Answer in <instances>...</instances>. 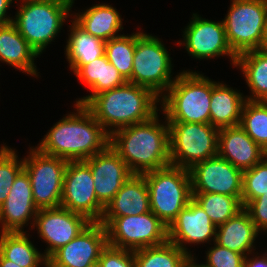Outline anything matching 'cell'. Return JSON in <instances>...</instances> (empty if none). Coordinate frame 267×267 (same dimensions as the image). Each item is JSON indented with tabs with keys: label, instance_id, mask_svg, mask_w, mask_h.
Wrapping results in <instances>:
<instances>
[{
	"label": "cell",
	"instance_id": "484cf974",
	"mask_svg": "<svg viewBox=\"0 0 267 267\" xmlns=\"http://www.w3.org/2000/svg\"><path fill=\"white\" fill-rule=\"evenodd\" d=\"M76 14L74 21L81 28L105 42L120 36L118 31L123 29L119 12L108 4H95L82 14Z\"/></svg>",
	"mask_w": 267,
	"mask_h": 267
},
{
	"label": "cell",
	"instance_id": "8d00e7d4",
	"mask_svg": "<svg viewBox=\"0 0 267 267\" xmlns=\"http://www.w3.org/2000/svg\"><path fill=\"white\" fill-rule=\"evenodd\" d=\"M98 262L102 267H135L133 251L107 245Z\"/></svg>",
	"mask_w": 267,
	"mask_h": 267
},
{
	"label": "cell",
	"instance_id": "b9f144b4",
	"mask_svg": "<svg viewBox=\"0 0 267 267\" xmlns=\"http://www.w3.org/2000/svg\"><path fill=\"white\" fill-rule=\"evenodd\" d=\"M196 259L194 260V256L191 257L190 259V267H206L204 264H196Z\"/></svg>",
	"mask_w": 267,
	"mask_h": 267
},
{
	"label": "cell",
	"instance_id": "cb8c5ba5",
	"mask_svg": "<svg viewBox=\"0 0 267 267\" xmlns=\"http://www.w3.org/2000/svg\"><path fill=\"white\" fill-rule=\"evenodd\" d=\"M75 76L91 91V94L76 101L86 105L95 95L125 84L127 81L120 72L107 60L106 55L80 66Z\"/></svg>",
	"mask_w": 267,
	"mask_h": 267
},
{
	"label": "cell",
	"instance_id": "4dcf8cb0",
	"mask_svg": "<svg viewBox=\"0 0 267 267\" xmlns=\"http://www.w3.org/2000/svg\"><path fill=\"white\" fill-rule=\"evenodd\" d=\"M192 198L202 207L213 224L218 227L243 209L234 196L218 193H192Z\"/></svg>",
	"mask_w": 267,
	"mask_h": 267
},
{
	"label": "cell",
	"instance_id": "4fadbf2b",
	"mask_svg": "<svg viewBox=\"0 0 267 267\" xmlns=\"http://www.w3.org/2000/svg\"><path fill=\"white\" fill-rule=\"evenodd\" d=\"M192 193H218L237 197L242 203L243 172L219 155L189 169Z\"/></svg>",
	"mask_w": 267,
	"mask_h": 267
},
{
	"label": "cell",
	"instance_id": "4316f807",
	"mask_svg": "<svg viewBox=\"0 0 267 267\" xmlns=\"http://www.w3.org/2000/svg\"><path fill=\"white\" fill-rule=\"evenodd\" d=\"M72 22L65 54L70 69L75 72L80 66L103 56L106 42L88 34L75 21Z\"/></svg>",
	"mask_w": 267,
	"mask_h": 267
},
{
	"label": "cell",
	"instance_id": "7402d4cb",
	"mask_svg": "<svg viewBox=\"0 0 267 267\" xmlns=\"http://www.w3.org/2000/svg\"><path fill=\"white\" fill-rule=\"evenodd\" d=\"M258 233L249 213L243 208L234 217L216 227L215 243L247 256L253 252Z\"/></svg>",
	"mask_w": 267,
	"mask_h": 267
},
{
	"label": "cell",
	"instance_id": "e575fe53",
	"mask_svg": "<svg viewBox=\"0 0 267 267\" xmlns=\"http://www.w3.org/2000/svg\"><path fill=\"white\" fill-rule=\"evenodd\" d=\"M15 150L0 147V207L5 202L15 178L24 169L23 159L18 160Z\"/></svg>",
	"mask_w": 267,
	"mask_h": 267
},
{
	"label": "cell",
	"instance_id": "277c9868",
	"mask_svg": "<svg viewBox=\"0 0 267 267\" xmlns=\"http://www.w3.org/2000/svg\"><path fill=\"white\" fill-rule=\"evenodd\" d=\"M217 82L197 72L182 71L162 95V111L167 122L210 124L212 89Z\"/></svg>",
	"mask_w": 267,
	"mask_h": 267
},
{
	"label": "cell",
	"instance_id": "7c38bea8",
	"mask_svg": "<svg viewBox=\"0 0 267 267\" xmlns=\"http://www.w3.org/2000/svg\"><path fill=\"white\" fill-rule=\"evenodd\" d=\"M61 207L99 222L104 206L97 200L90 166L84 161H68L61 197Z\"/></svg>",
	"mask_w": 267,
	"mask_h": 267
},
{
	"label": "cell",
	"instance_id": "603a6c76",
	"mask_svg": "<svg viewBox=\"0 0 267 267\" xmlns=\"http://www.w3.org/2000/svg\"><path fill=\"white\" fill-rule=\"evenodd\" d=\"M37 57V52L13 23L0 26V61L37 77L38 73L34 63Z\"/></svg>",
	"mask_w": 267,
	"mask_h": 267
},
{
	"label": "cell",
	"instance_id": "1f68e13d",
	"mask_svg": "<svg viewBox=\"0 0 267 267\" xmlns=\"http://www.w3.org/2000/svg\"><path fill=\"white\" fill-rule=\"evenodd\" d=\"M239 126L267 152V102L246 100Z\"/></svg>",
	"mask_w": 267,
	"mask_h": 267
},
{
	"label": "cell",
	"instance_id": "f6af8a7d",
	"mask_svg": "<svg viewBox=\"0 0 267 267\" xmlns=\"http://www.w3.org/2000/svg\"><path fill=\"white\" fill-rule=\"evenodd\" d=\"M264 49H267V29H266V36H265V45H264Z\"/></svg>",
	"mask_w": 267,
	"mask_h": 267
},
{
	"label": "cell",
	"instance_id": "d4e9b609",
	"mask_svg": "<svg viewBox=\"0 0 267 267\" xmlns=\"http://www.w3.org/2000/svg\"><path fill=\"white\" fill-rule=\"evenodd\" d=\"M218 82L212 89L210 124L218 129L238 126L246 97L242 93Z\"/></svg>",
	"mask_w": 267,
	"mask_h": 267
},
{
	"label": "cell",
	"instance_id": "d590c367",
	"mask_svg": "<svg viewBox=\"0 0 267 267\" xmlns=\"http://www.w3.org/2000/svg\"><path fill=\"white\" fill-rule=\"evenodd\" d=\"M206 255V267H244V254L224 248L215 242Z\"/></svg>",
	"mask_w": 267,
	"mask_h": 267
},
{
	"label": "cell",
	"instance_id": "83f0119b",
	"mask_svg": "<svg viewBox=\"0 0 267 267\" xmlns=\"http://www.w3.org/2000/svg\"><path fill=\"white\" fill-rule=\"evenodd\" d=\"M235 66H239L242 70L252 94L245 99L267 102V49L240 54L237 56Z\"/></svg>",
	"mask_w": 267,
	"mask_h": 267
},
{
	"label": "cell",
	"instance_id": "6da1fadb",
	"mask_svg": "<svg viewBox=\"0 0 267 267\" xmlns=\"http://www.w3.org/2000/svg\"><path fill=\"white\" fill-rule=\"evenodd\" d=\"M76 113L57 122L36 147L40 152L68 161H81L104 151L110 145V135L98 123L91 111L75 103Z\"/></svg>",
	"mask_w": 267,
	"mask_h": 267
},
{
	"label": "cell",
	"instance_id": "5bb4252c",
	"mask_svg": "<svg viewBox=\"0 0 267 267\" xmlns=\"http://www.w3.org/2000/svg\"><path fill=\"white\" fill-rule=\"evenodd\" d=\"M32 228L38 229L39 237L48 245L42 253L48 259L56 250L72 241L91 221L84 215L63 207L40 209L32 220Z\"/></svg>",
	"mask_w": 267,
	"mask_h": 267
},
{
	"label": "cell",
	"instance_id": "7bdbcfd3",
	"mask_svg": "<svg viewBox=\"0 0 267 267\" xmlns=\"http://www.w3.org/2000/svg\"><path fill=\"white\" fill-rule=\"evenodd\" d=\"M60 2H65V3H74V0H56Z\"/></svg>",
	"mask_w": 267,
	"mask_h": 267
},
{
	"label": "cell",
	"instance_id": "9c48e42d",
	"mask_svg": "<svg viewBox=\"0 0 267 267\" xmlns=\"http://www.w3.org/2000/svg\"><path fill=\"white\" fill-rule=\"evenodd\" d=\"M171 72V58L163 43L141 31L135 33L131 83L148 88L161 98L175 81Z\"/></svg>",
	"mask_w": 267,
	"mask_h": 267
},
{
	"label": "cell",
	"instance_id": "9a60e30c",
	"mask_svg": "<svg viewBox=\"0 0 267 267\" xmlns=\"http://www.w3.org/2000/svg\"><path fill=\"white\" fill-rule=\"evenodd\" d=\"M107 245L105 226L100 222H91L47 259V267H90L98 262Z\"/></svg>",
	"mask_w": 267,
	"mask_h": 267
},
{
	"label": "cell",
	"instance_id": "30bf717a",
	"mask_svg": "<svg viewBox=\"0 0 267 267\" xmlns=\"http://www.w3.org/2000/svg\"><path fill=\"white\" fill-rule=\"evenodd\" d=\"M108 245L135 251L168 241V227L152 211L141 215L102 217Z\"/></svg>",
	"mask_w": 267,
	"mask_h": 267
},
{
	"label": "cell",
	"instance_id": "7a4b0ae2",
	"mask_svg": "<svg viewBox=\"0 0 267 267\" xmlns=\"http://www.w3.org/2000/svg\"><path fill=\"white\" fill-rule=\"evenodd\" d=\"M165 121V124L159 123L157 113L148 121L111 134L110 146L133 174H143L170 165L169 127Z\"/></svg>",
	"mask_w": 267,
	"mask_h": 267
},
{
	"label": "cell",
	"instance_id": "ffe728a7",
	"mask_svg": "<svg viewBox=\"0 0 267 267\" xmlns=\"http://www.w3.org/2000/svg\"><path fill=\"white\" fill-rule=\"evenodd\" d=\"M218 155L243 172L259 163L266 152L238 125L219 129Z\"/></svg>",
	"mask_w": 267,
	"mask_h": 267
},
{
	"label": "cell",
	"instance_id": "ac0fdd59",
	"mask_svg": "<svg viewBox=\"0 0 267 267\" xmlns=\"http://www.w3.org/2000/svg\"><path fill=\"white\" fill-rule=\"evenodd\" d=\"M216 226L202 207L192 198L168 227V241L188 253L185 243L215 242ZM213 237V238H212ZM211 238V239H210ZM184 243V244H183ZM185 245V246H184Z\"/></svg>",
	"mask_w": 267,
	"mask_h": 267
},
{
	"label": "cell",
	"instance_id": "f1b7e54d",
	"mask_svg": "<svg viewBox=\"0 0 267 267\" xmlns=\"http://www.w3.org/2000/svg\"><path fill=\"white\" fill-rule=\"evenodd\" d=\"M0 254L21 267H47V259L29 240L26 232H1Z\"/></svg>",
	"mask_w": 267,
	"mask_h": 267
},
{
	"label": "cell",
	"instance_id": "44dd1931",
	"mask_svg": "<svg viewBox=\"0 0 267 267\" xmlns=\"http://www.w3.org/2000/svg\"><path fill=\"white\" fill-rule=\"evenodd\" d=\"M150 211L145 176L133 174L104 208L102 217L141 215Z\"/></svg>",
	"mask_w": 267,
	"mask_h": 267
},
{
	"label": "cell",
	"instance_id": "2e32d148",
	"mask_svg": "<svg viewBox=\"0 0 267 267\" xmlns=\"http://www.w3.org/2000/svg\"><path fill=\"white\" fill-rule=\"evenodd\" d=\"M183 33V44L192 57L208 60V58L227 55L235 66L237 56L228 44L223 21L206 20L198 14H193Z\"/></svg>",
	"mask_w": 267,
	"mask_h": 267
},
{
	"label": "cell",
	"instance_id": "836d02e7",
	"mask_svg": "<svg viewBox=\"0 0 267 267\" xmlns=\"http://www.w3.org/2000/svg\"><path fill=\"white\" fill-rule=\"evenodd\" d=\"M267 195V157L265 156L253 168L243 171L242 206L252 200Z\"/></svg>",
	"mask_w": 267,
	"mask_h": 267
},
{
	"label": "cell",
	"instance_id": "d6986e66",
	"mask_svg": "<svg viewBox=\"0 0 267 267\" xmlns=\"http://www.w3.org/2000/svg\"><path fill=\"white\" fill-rule=\"evenodd\" d=\"M37 213L31 181L23 169L15 178L7 199L0 207L1 232H24L25 224L28 226L31 218L35 220Z\"/></svg>",
	"mask_w": 267,
	"mask_h": 267
},
{
	"label": "cell",
	"instance_id": "ee69618b",
	"mask_svg": "<svg viewBox=\"0 0 267 267\" xmlns=\"http://www.w3.org/2000/svg\"><path fill=\"white\" fill-rule=\"evenodd\" d=\"M90 267H102L99 262L92 264Z\"/></svg>",
	"mask_w": 267,
	"mask_h": 267
},
{
	"label": "cell",
	"instance_id": "f35d334b",
	"mask_svg": "<svg viewBox=\"0 0 267 267\" xmlns=\"http://www.w3.org/2000/svg\"><path fill=\"white\" fill-rule=\"evenodd\" d=\"M262 256L259 257L256 255L251 259H248L249 256H245L244 267H267V252Z\"/></svg>",
	"mask_w": 267,
	"mask_h": 267
},
{
	"label": "cell",
	"instance_id": "74e56055",
	"mask_svg": "<svg viewBox=\"0 0 267 267\" xmlns=\"http://www.w3.org/2000/svg\"><path fill=\"white\" fill-rule=\"evenodd\" d=\"M244 209L249 213L255 227L260 232L267 231V195L250 201Z\"/></svg>",
	"mask_w": 267,
	"mask_h": 267
},
{
	"label": "cell",
	"instance_id": "e0dca14e",
	"mask_svg": "<svg viewBox=\"0 0 267 267\" xmlns=\"http://www.w3.org/2000/svg\"><path fill=\"white\" fill-rule=\"evenodd\" d=\"M84 161L90 166L97 200L106 207L133 173L110 145Z\"/></svg>",
	"mask_w": 267,
	"mask_h": 267
},
{
	"label": "cell",
	"instance_id": "60d3db41",
	"mask_svg": "<svg viewBox=\"0 0 267 267\" xmlns=\"http://www.w3.org/2000/svg\"><path fill=\"white\" fill-rule=\"evenodd\" d=\"M0 267H21L14 263L13 261H10L8 259H5L1 254H0Z\"/></svg>",
	"mask_w": 267,
	"mask_h": 267
},
{
	"label": "cell",
	"instance_id": "ba28073f",
	"mask_svg": "<svg viewBox=\"0 0 267 267\" xmlns=\"http://www.w3.org/2000/svg\"><path fill=\"white\" fill-rule=\"evenodd\" d=\"M170 165L191 169L218 155L219 129L207 123L168 122Z\"/></svg>",
	"mask_w": 267,
	"mask_h": 267
},
{
	"label": "cell",
	"instance_id": "8fae6325",
	"mask_svg": "<svg viewBox=\"0 0 267 267\" xmlns=\"http://www.w3.org/2000/svg\"><path fill=\"white\" fill-rule=\"evenodd\" d=\"M29 153L23 164L31 181L35 206L38 210L60 207L68 160L44 154L36 147H30Z\"/></svg>",
	"mask_w": 267,
	"mask_h": 267
},
{
	"label": "cell",
	"instance_id": "3957f363",
	"mask_svg": "<svg viewBox=\"0 0 267 267\" xmlns=\"http://www.w3.org/2000/svg\"><path fill=\"white\" fill-rule=\"evenodd\" d=\"M158 102L160 98L150 89L127 81L95 95L85 106L111 136L119 129L151 119L159 111Z\"/></svg>",
	"mask_w": 267,
	"mask_h": 267
},
{
	"label": "cell",
	"instance_id": "52a82bcc",
	"mask_svg": "<svg viewBox=\"0 0 267 267\" xmlns=\"http://www.w3.org/2000/svg\"><path fill=\"white\" fill-rule=\"evenodd\" d=\"M223 21L226 38L236 56L264 49L267 29V0H231Z\"/></svg>",
	"mask_w": 267,
	"mask_h": 267
},
{
	"label": "cell",
	"instance_id": "d6a6232c",
	"mask_svg": "<svg viewBox=\"0 0 267 267\" xmlns=\"http://www.w3.org/2000/svg\"><path fill=\"white\" fill-rule=\"evenodd\" d=\"M135 51V34L121 35L105 43L107 60L120 72L123 78L131 82L133 57Z\"/></svg>",
	"mask_w": 267,
	"mask_h": 267
},
{
	"label": "cell",
	"instance_id": "5b68a950",
	"mask_svg": "<svg viewBox=\"0 0 267 267\" xmlns=\"http://www.w3.org/2000/svg\"><path fill=\"white\" fill-rule=\"evenodd\" d=\"M143 175L148 186L150 209L169 227L192 199L190 172L168 165Z\"/></svg>",
	"mask_w": 267,
	"mask_h": 267
},
{
	"label": "cell",
	"instance_id": "f546056e",
	"mask_svg": "<svg viewBox=\"0 0 267 267\" xmlns=\"http://www.w3.org/2000/svg\"><path fill=\"white\" fill-rule=\"evenodd\" d=\"M135 267H190L191 256L170 241L133 251Z\"/></svg>",
	"mask_w": 267,
	"mask_h": 267
},
{
	"label": "cell",
	"instance_id": "8992f818",
	"mask_svg": "<svg viewBox=\"0 0 267 267\" xmlns=\"http://www.w3.org/2000/svg\"><path fill=\"white\" fill-rule=\"evenodd\" d=\"M74 3L22 0L12 23L38 55L60 32Z\"/></svg>",
	"mask_w": 267,
	"mask_h": 267
},
{
	"label": "cell",
	"instance_id": "ab89813d",
	"mask_svg": "<svg viewBox=\"0 0 267 267\" xmlns=\"http://www.w3.org/2000/svg\"><path fill=\"white\" fill-rule=\"evenodd\" d=\"M13 0H0V26L12 23L13 18L7 17V9Z\"/></svg>",
	"mask_w": 267,
	"mask_h": 267
}]
</instances>
